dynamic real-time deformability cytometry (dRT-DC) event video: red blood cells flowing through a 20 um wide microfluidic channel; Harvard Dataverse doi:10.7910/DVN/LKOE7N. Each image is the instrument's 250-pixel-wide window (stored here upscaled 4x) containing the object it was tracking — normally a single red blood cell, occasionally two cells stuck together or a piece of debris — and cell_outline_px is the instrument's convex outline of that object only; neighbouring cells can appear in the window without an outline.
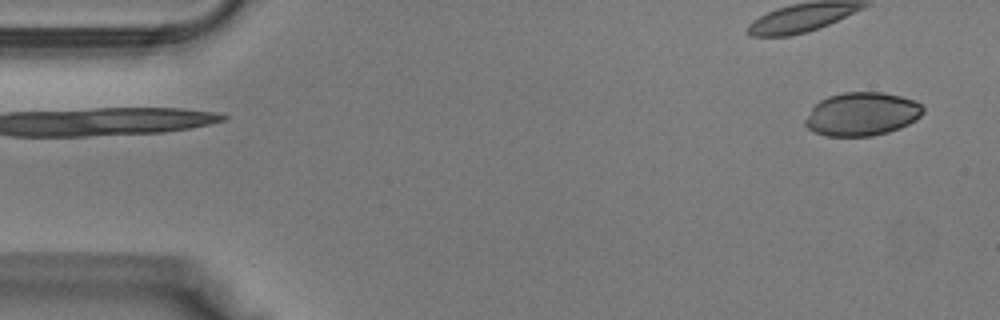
{"species": "Egyptian fruit bat (a non-hibernating species)", "species_latin": "Rousettus aegyptiacus", "temperature_condition": "warm", "stored_images_in_passage": 37, "camera_frame_rate_fps": 3000, "um_per_image_px": 0.085, "animal": {"sex": "male"}, "frame": {"image": 1, "passage_image": 1, "time_ms": 0.0, "image_size_px": [1000, 320], "cell_outline_px": [[924, 112], [916, 120], [900, 128], [888, 132], [872, 136], [824, 136], [812, 132], [804, 124], [804, 120], [812, 108], [820, 100], [828, 96], [844, 92], [880, 92], [900, 96], [912, 100], [920, 104], [924, 108]], "centroid_in_image_um": [73.24, 9.71], "position_along_channel_um": 11.8, "area_um2": 29.88}}
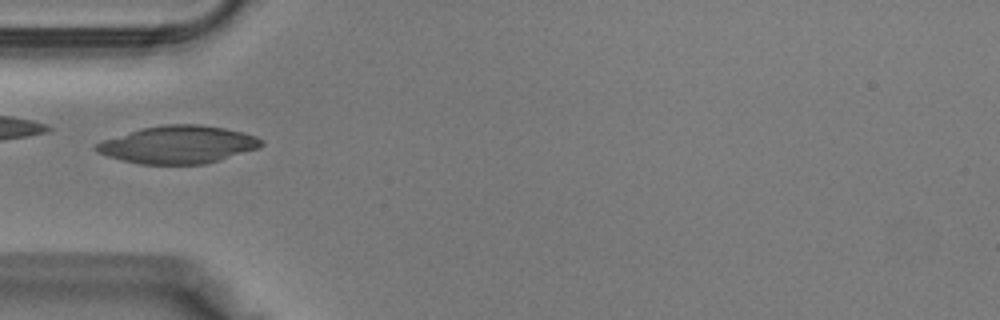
{"frame": {"image": 2, "passage_image": 11, "time_ms": 3.333, "image_size_px": [1000, 320], "cell_outline_px": [[264, 144], [260, 148], [220, 160], [204, 164], [140, 164], [120, 160], [96, 152], [92, 148], [92, 144], [140, 128], [164, 124], [200, 124], [224, 128], [244, 132], [256, 136], [264, 140]], "centroid_in_image_um": [15.14, 12.29], "position_along_channel_um": 69.9, "area_um2": 36.59}}
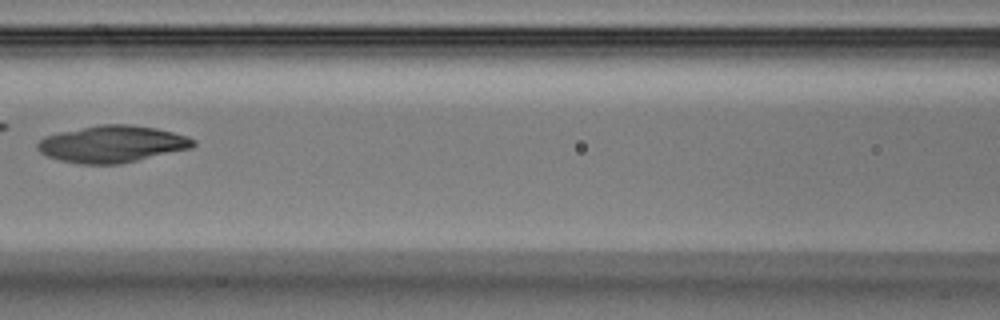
{"frame": {"image": 3, "passage_image": 16, "time_ms": 5.0, "image_size_px": [1000, 320], "cell_outline_px": [[196, 144], [192, 148], [120, 164], [80, 164], [60, 160], [48, 156], [40, 152], [36, 148], [36, 144], [44, 136], [60, 132], [100, 124], [128, 124], [156, 128], [188, 136], [196, 140]], "centroid_in_image_um": [9.54, 12.24], "position_along_channel_um": 157.1, "area_um2": 33.47}}